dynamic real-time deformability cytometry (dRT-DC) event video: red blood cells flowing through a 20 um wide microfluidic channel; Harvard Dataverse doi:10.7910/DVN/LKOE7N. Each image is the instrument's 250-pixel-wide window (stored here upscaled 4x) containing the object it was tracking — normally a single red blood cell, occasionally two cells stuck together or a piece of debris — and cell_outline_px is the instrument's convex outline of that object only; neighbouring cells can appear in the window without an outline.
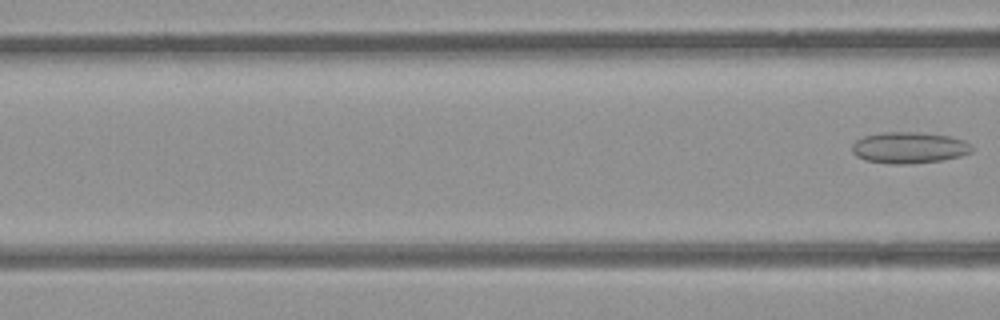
{"species": "common noctule bat (a hibernating species)", "species_latin": "Nyctalus noctula", "temperature_condition": "room temperature", "stored_images_in_passage": 7, "camera_frame_rate_fps": 3000, "um_per_image_px": 0.085, "animal": {"sex": "female", "body_mass_g": 21.9}, "frame": {"image": 1, "passage_image": 7, "time_ms": 7.667, "image_size_px": [1000, 320], "cell_outline_px": [[972, 152], [960, 156], [944, 160], [908, 164], [888, 164], [864, 160], [856, 156], [852, 152], [852, 144], [856, 140], [864, 136], [884, 132], [916, 132], [948, 136], [964, 140], [972, 144]], "centroid_in_image_um": [77.27, 12.56], "position_along_channel_um": 89.3, "area_um2": 22.02}}